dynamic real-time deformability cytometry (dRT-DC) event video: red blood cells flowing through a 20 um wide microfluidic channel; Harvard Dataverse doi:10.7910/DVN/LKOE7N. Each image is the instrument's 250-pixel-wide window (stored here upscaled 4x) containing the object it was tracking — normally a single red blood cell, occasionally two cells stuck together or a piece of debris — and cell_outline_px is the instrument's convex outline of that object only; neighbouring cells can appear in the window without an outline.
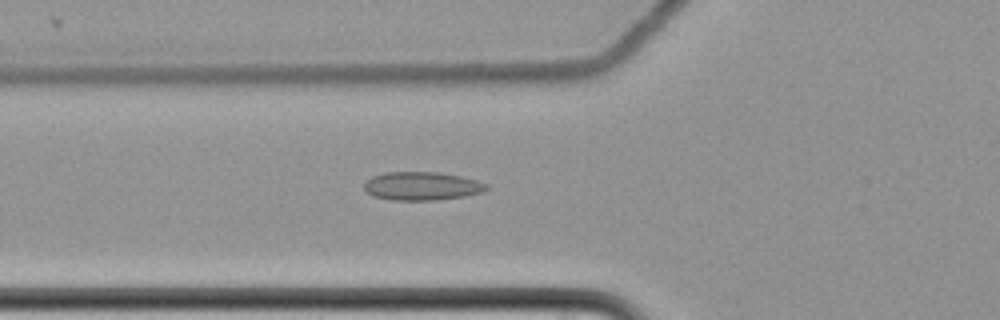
{"species": "common noctule bat (a hibernating species)", "species_latin": "Nyctalus noctula", "temperature_condition": "cold", "stored_images_in_passage": 30, "camera_frame_rate_fps": 3000, "um_per_image_px": 0.085, "animal": {"sex": "female", "body_mass_g": 22.7, "forearm_length_mm": 54.2}, "frame": {"image": 1, "passage_image": 5, "time_ms": 1.333, "image_size_px": [1000, 320], "cell_outline_px": [[488, 188], [484, 192], [464, 196], [436, 200], [392, 200], [372, 196], [364, 188], [364, 184], [372, 176], [384, 172], [436, 172], [460, 176], [476, 180], [488, 184]], "centroid_in_image_um": [35.86, 15.81], "position_along_channel_um": 89.9, "area_um2": 20.23}}
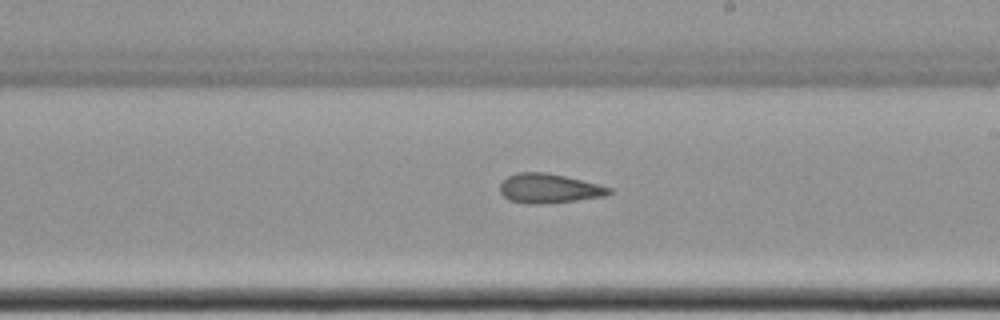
{"frame": {"image": 2, "passage_image": 18, "time_ms": 5.667, "image_size_px": [1000, 320], "cell_outline_px": [[612, 192], [604, 196], [576, 200], [536, 204], [528, 204], [508, 200], [500, 192], [500, 184], [508, 176], [516, 172], [548, 172], [612, 188]], "centroid_in_image_um": [46.62, 16.01], "position_along_channel_um": 242.4, "area_um2": 18.5}}
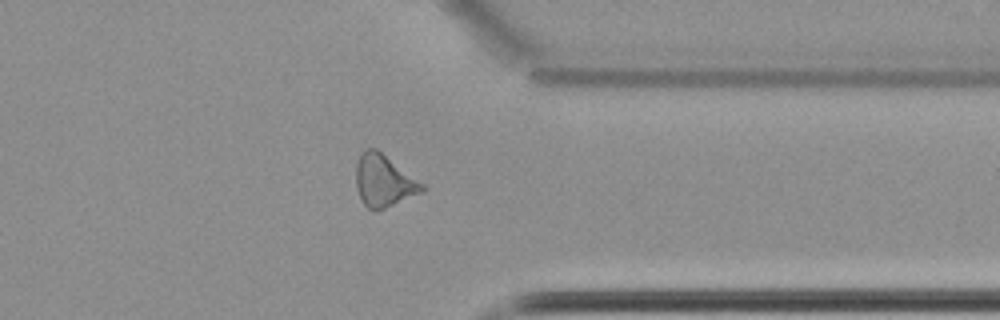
{"frame": {"image": 3, "passage_image": 30, "time_ms": 9.667, "image_size_px": [1000, 320], "cell_outline_px": [[424, 192], [376, 212], [372, 212], [364, 204], [356, 188], [356, 164], [360, 152], [364, 148], [376, 148], [424, 184]], "centroid_in_image_um": [32.6, 15.38], "position_along_channel_um": 378.8, "area_um2": 20.23}, "authors_computed_cell_mechanics": {"area_um2": 18.8139, "velocity_mm_per_s": 3.5152, "shape_relaxation_time_tau1_ms": null, "shape_relaxation_time_tau2_ms": 2.4943, "deformation_change_tau1": null, "deformation_change_tau2": 0.1141}}